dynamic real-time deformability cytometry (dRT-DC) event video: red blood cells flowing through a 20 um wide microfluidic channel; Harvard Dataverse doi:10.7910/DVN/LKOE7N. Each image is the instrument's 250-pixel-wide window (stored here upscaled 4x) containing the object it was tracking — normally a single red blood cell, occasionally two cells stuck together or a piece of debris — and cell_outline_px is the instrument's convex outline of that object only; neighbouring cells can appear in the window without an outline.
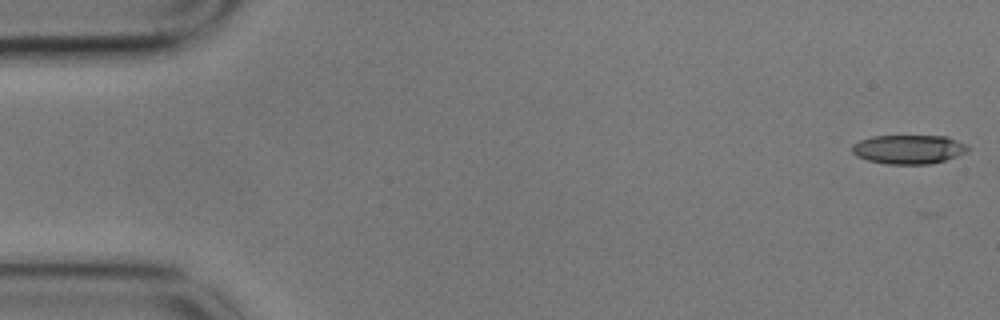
{"species": "common noctule bat (a hibernating species)", "species_latin": "Nyctalus noctula", "temperature_condition": "cold", "stored_images_in_passage": 18, "camera_frame_rate_fps": 3000, "um_per_image_px": 0.085, "animal": {"sex": "male", "body_mass_g": 17.9}, "frame": {"image": 1, "passage_image": 1, "time_ms": 0.0, "image_size_px": [1000, 320], "cell_outline_px": [[968, 152], [932, 164], [888, 164], [868, 160], [856, 156], [852, 152], [852, 144], [860, 140], [872, 136], [948, 136], [964, 144], [968, 148]], "centroid_in_image_um": [77.21, 12.69], "position_along_channel_um": 7.8, "area_um2": 19.54}}
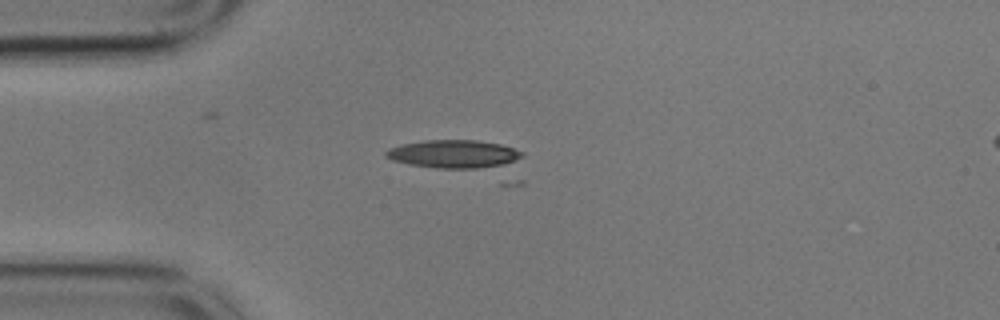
{"frame": {"image": 2, "passage_image": 14, "time_ms": 4.333, "image_size_px": [1000, 320], "cell_outline_px": [[524, 156], [504, 164], [476, 168], [440, 168], [408, 164], [392, 160], [384, 156], [384, 152], [388, 148], [400, 144], [424, 140], [476, 140], [500, 144], [524, 152]], "centroid_in_image_um": [38.5, 13.07], "position_along_channel_um": 46.5, "area_um2": 22.14}}